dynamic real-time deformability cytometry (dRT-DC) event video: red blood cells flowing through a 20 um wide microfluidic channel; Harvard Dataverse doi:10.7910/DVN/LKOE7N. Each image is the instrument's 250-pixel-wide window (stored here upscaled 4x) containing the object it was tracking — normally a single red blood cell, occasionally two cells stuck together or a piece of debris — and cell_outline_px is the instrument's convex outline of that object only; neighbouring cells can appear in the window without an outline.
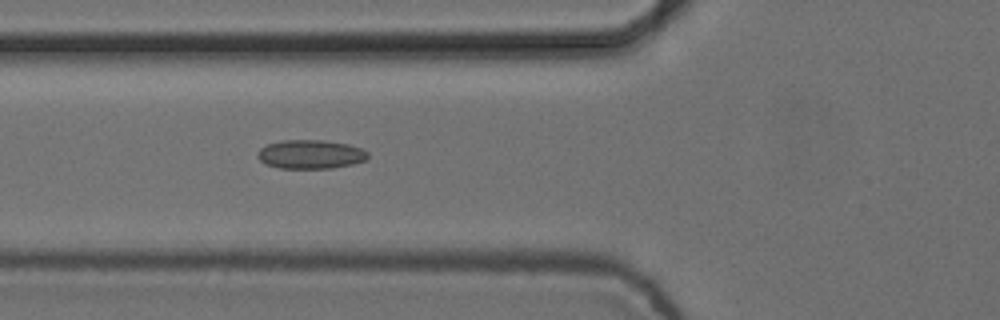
{"species": "common noctule bat (a hibernating species)", "species_latin": "Nyctalus noctula", "temperature_condition": "cold", "stored_images_in_passage": 5, "camera_frame_rate_fps": 3000, "um_per_image_px": 0.085, "animal": {"sex": "female", "body_mass_g": 24.6, "forearm_length_mm": 56.2}, "frame": {"image": 1, "passage_image": 5, "time_ms": 1.333, "image_size_px": [1000, 320], "cell_outline_px": [[368, 160], [352, 164], [332, 168], [280, 168], [264, 164], [256, 156], [260, 148], [268, 144], [280, 140], [324, 140], [348, 144], [360, 148], [368, 152]], "centroid_in_image_um": [26.39, 13.11], "position_along_channel_um": 99.4, "area_um2": 18.67}}